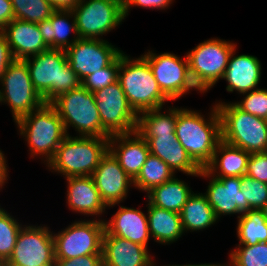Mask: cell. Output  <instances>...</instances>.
<instances>
[{"mask_svg": "<svg viewBox=\"0 0 267 266\" xmlns=\"http://www.w3.org/2000/svg\"><path fill=\"white\" fill-rule=\"evenodd\" d=\"M210 108L207 117L198 110L177 107L176 137L200 169L210 163L221 141L219 112L215 105Z\"/></svg>", "mask_w": 267, "mask_h": 266, "instance_id": "cell-1", "label": "cell"}, {"mask_svg": "<svg viewBox=\"0 0 267 266\" xmlns=\"http://www.w3.org/2000/svg\"><path fill=\"white\" fill-rule=\"evenodd\" d=\"M35 90L45 103L81 86L64 49H49L24 59Z\"/></svg>", "mask_w": 267, "mask_h": 266, "instance_id": "cell-2", "label": "cell"}, {"mask_svg": "<svg viewBox=\"0 0 267 266\" xmlns=\"http://www.w3.org/2000/svg\"><path fill=\"white\" fill-rule=\"evenodd\" d=\"M18 133L25 139L30 157L41 156L45 165L54 157L67 133L55 108L44 103L40 108L15 122Z\"/></svg>", "mask_w": 267, "mask_h": 266, "instance_id": "cell-3", "label": "cell"}, {"mask_svg": "<svg viewBox=\"0 0 267 266\" xmlns=\"http://www.w3.org/2000/svg\"><path fill=\"white\" fill-rule=\"evenodd\" d=\"M118 81L137 115L164 107L165 102L170 101L161 91L148 61L142 55L135 59L124 52L120 54Z\"/></svg>", "mask_w": 267, "mask_h": 266, "instance_id": "cell-4", "label": "cell"}, {"mask_svg": "<svg viewBox=\"0 0 267 266\" xmlns=\"http://www.w3.org/2000/svg\"><path fill=\"white\" fill-rule=\"evenodd\" d=\"M108 150L109 137L67 135L46 167L64 178L91 176Z\"/></svg>", "mask_w": 267, "mask_h": 266, "instance_id": "cell-5", "label": "cell"}, {"mask_svg": "<svg viewBox=\"0 0 267 266\" xmlns=\"http://www.w3.org/2000/svg\"><path fill=\"white\" fill-rule=\"evenodd\" d=\"M221 120V140L249 153L264 152L267 121L239 109L233 102H215Z\"/></svg>", "mask_w": 267, "mask_h": 266, "instance_id": "cell-6", "label": "cell"}, {"mask_svg": "<svg viewBox=\"0 0 267 266\" xmlns=\"http://www.w3.org/2000/svg\"><path fill=\"white\" fill-rule=\"evenodd\" d=\"M63 121L67 135L73 127L77 136L110 137L102 127L94 93L82 85L61 94L50 103Z\"/></svg>", "mask_w": 267, "mask_h": 266, "instance_id": "cell-7", "label": "cell"}, {"mask_svg": "<svg viewBox=\"0 0 267 266\" xmlns=\"http://www.w3.org/2000/svg\"><path fill=\"white\" fill-rule=\"evenodd\" d=\"M0 85V103L10 107L14 122L45 103L33 87L25 60L15 59L7 67Z\"/></svg>", "mask_w": 267, "mask_h": 266, "instance_id": "cell-8", "label": "cell"}, {"mask_svg": "<svg viewBox=\"0 0 267 266\" xmlns=\"http://www.w3.org/2000/svg\"><path fill=\"white\" fill-rule=\"evenodd\" d=\"M95 218V220H94ZM75 220L61 231L53 232L55 259H72L102 254L104 219Z\"/></svg>", "mask_w": 267, "mask_h": 266, "instance_id": "cell-9", "label": "cell"}, {"mask_svg": "<svg viewBox=\"0 0 267 266\" xmlns=\"http://www.w3.org/2000/svg\"><path fill=\"white\" fill-rule=\"evenodd\" d=\"M72 11L80 38L102 39L125 20L123 0H80Z\"/></svg>", "mask_w": 267, "mask_h": 266, "instance_id": "cell-10", "label": "cell"}, {"mask_svg": "<svg viewBox=\"0 0 267 266\" xmlns=\"http://www.w3.org/2000/svg\"><path fill=\"white\" fill-rule=\"evenodd\" d=\"M41 225H23L6 266H54L53 233Z\"/></svg>", "mask_w": 267, "mask_h": 266, "instance_id": "cell-11", "label": "cell"}, {"mask_svg": "<svg viewBox=\"0 0 267 266\" xmlns=\"http://www.w3.org/2000/svg\"><path fill=\"white\" fill-rule=\"evenodd\" d=\"M102 127L110 134L136 131L138 115L129 105L119 81L94 92Z\"/></svg>", "mask_w": 267, "mask_h": 266, "instance_id": "cell-12", "label": "cell"}, {"mask_svg": "<svg viewBox=\"0 0 267 266\" xmlns=\"http://www.w3.org/2000/svg\"><path fill=\"white\" fill-rule=\"evenodd\" d=\"M72 70L82 81L109 66L123 51L105 39L79 38L66 50Z\"/></svg>", "mask_w": 267, "mask_h": 266, "instance_id": "cell-13", "label": "cell"}, {"mask_svg": "<svg viewBox=\"0 0 267 266\" xmlns=\"http://www.w3.org/2000/svg\"><path fill=\"white\" fill-rule=\"evenodd\" d=\"M198 177L209 178L207 191L204 195L214 210L218 220L222 216L237 214V219L252 210L241 190L242 177L216 178L205 169H201ZM212 177V178H211Z\"/></svg>", "mask_w": 267, "mask_h": 266, "instance_id": "cell-14", "label": "cell"}, {"mask_svg": "<svg viewBox=\"0 0 267 266\" xmlns=\"http://www.w3.org/2000/svg\"><path fill=\"white\" fill-rule=\"evenodd\" d=\"M237 43L211 38L186 52L189 66L203 75L213 86L222 80Z\"/></svg>", "mask_w": 267, "mask_h": 266, "instance_id": "cell-15", "label": "cell"}, {"mask_svg": "<svg viewBox=\"0 0 267 266\" xmlns=\"http://www.w3.org/2000/svg\"><path fill=\"white\" fill-rule=\"evenodd\" d=\"M91 177L107 208L118 206L134 186L131 177L121 168L118 160L108 150L101 158Z\"/></svg>", "mask_w": 267, "mask_h": 266, "instance_id": "cell-16", "label": "cell"}, {"mask_svg": "<svg viewBox=\"0 0 267 266\" xmlns=\"http://www.w3.org/2000/svg\"><path fill=\"white\" fill-rule=\"evenodd\" d=\"M154 52V50H148L142 56L148 61L153 76L163 94L174 102L178 98L184 80V73L189 66L187 55L180 58V56L171 52L160 54Z\"/></svg>", "mask_w": 267, "mask_h": 266, "instance_id": "cell-17", "label": "cell"}, {"mask_svg": "<svg viewBox=\"0 0 267 266\" xmlns=\"http://www.w3.org/2000/svg\"><path fill=\"white\" fill-rule=\"evenodd\" d=\"M149 249L106 231L102 240L103 266H157ZM152 256V257H151Z\"/></svg>", "mask_w": 267, "mask_h": 266, "instance_id": "cell-18", "label": "cell"}, {"mask_svg": "<svg viewBox=\"0 0 267 266\" xmlns=\"http://www.w3.org/2000/svg\"><path fill=\"white\" fill-rule=\"evenodd\" d=\"M109 151L132 180L137 177L150 154L148 143L136 131L111 135Z\"/></svg>", "mask_w": 267, "mask_h": 266, "instance_id": "cell-19", "label": "cell"}, {"mask_svg": "<svg viewBox=\"0 0 267 266\" xmlns=\"http://www.w3.org/2000/svg\"><path fill=\"white\" fill-rule=\"evenodd\" d=\"M235 47L230 55L228 66L222 79L226 80V91L238 94L259 88L262 74L261 61L254 55H236Z\"/></svg>", "mask_w": 267, "mask_h": 266, "instance_id": "cell-20", "label": "cell"}, {"mask_svg": "<svg viewBox=\"0 0 267 266\" xmlns=\"http://www.w3.org/2000/svg\"><path fill=\"white\" fill-rule=\"evenodd\" d=\"M105 231L113 236L127 239L148 248L149 225L148 217L140 209L122 206L107 221L104 220Z\"/></svg>", "mask_w": 267, "mask_h": 266, "instance_id": "cell-21", "label": "cell"}, {"mask_svg": "<svg viewBox=\"0 0 267 266\" xmlns=\"http://www.w3.org/2000/svg\"><path fill=\"white\" fill-rule=\"evenodd\" d=\"M65 180L67 181L66 203L69 210L87 217H101L106 209L108 210L91 176H72Z\"/></svg>", "mask_w": 267, "mask_h": 266, "instance_id": "cell-22", "label": "cell"}, {"mask_svg": "<svg viewBox=\"0 0 267 266\" xmlns=\"http://www.w3.org/2000/svg\"><path fill=\"white\" fill-rule=\"evenodd\" d=\"M1 32L5 35L14 59H26L47 51L37 23L13 19Z\"/></svg>", "mask_w": 267, "mask_h": 266, "instance_id": "cell-23", "label": "cell"}, {"mask_svg": "<svg viewBox=\"0 0 267 266\" xmlns=\"http://www.w3.org/2000/svg\"><path fill=\"white\" fill-rule=\"evenodd\" d=\"M142 138L148 143L150 154L159 157L174 173L181 171L190 176H199L201 169L189 157L176 134H158L157 137Z\"/></svg>", "mask_w": 267, "mask_h": 266, "instance_id": "cell-24", "label": "cell"}, {"mask_svg": "<svg viewBox=\"0 0 267 266\" xmlns=\"http://www.w3.org/2000/svg\"><path fill=\"white\" fill-rule=\"evenodd\" d=\"M37 24L45 44L50 49L66 50L80 38L72 10H55L49 19ZM71 32L73 38L70 37Z\"/></svg>", "mask_w": 267, "mask_h": 266, "instance_id": "cell-25", "label": "cell"}, {"mask_svg": "<svg viewBox=\"0 0 267 266\" xmlns=\"http://www.w3.org/2000/svg\"><path fill=\"white\" fill-rule=\"evenodd\" d=\"M250 155L251 153L221 140L204 169L216 178L242 177L246 175Z\"/></svg>", "mask_w": 267, "mask_h": 266, "instance_id": "cell-26", "label": "cell"}, {"mask_svg": "<svg viewBox=\"0 0 267 266\" xmlns=\"http://www.w3.org/2000/svg\"><path fill=\"white\" fill-rule=\"evenodd\" d=\"M146 201L150 237L161 245L178 241L184 234L180 213L153 206Z\"/></svg>", "mask_w": 267, "mask_h": 266, "instance_id": "cell-27", "label": "cell"}, {"mask_svg": "<svg viewBox=\"0 0 267 266\" xmlns=\"http://www.w3.org/2000/svg\"><path fill=\"white\" fill-rule=\"evenodd\" d=\"M191 189L186 182L174 176L160 186L154 187L146 197L153 206L180 213L193 194Z\"/></svg>", "mask_w": 267, "mask_h": 266, "instance_id": "cell-28", "label": "cell"}, {"mask_svg": "<svg viewBox=\"0 0 267 266\" xmlns=\"http://www.w3.org/2000/svg\"><path fill=\"white\" fill-rule=\"evenodd\" d=\"M180 216L184 233L206 230L219 221L206 196L200 192H193L183 206Z\"/></svg>", "mask_w": 267, "mask_h": 266, "instance_id": "cell-29", "label": "cell"}, {"mask_svg": "<svg viewBox=\"0 0 267 266\" xmlns=\"http://www.w3.org/2000/svg\"><path fill=\"white\" fill-rule=\"evenodd\" d=\"M170 107V108H169ZM138 114L136 132L141 137H157L158 134H176L177 108L172 105Z\"/></svg>", "mask_w": 267, "mask_h": 266, "instance_id": "cell-30", "label": "cell"}, {"mask_svg": "<svg viewBox=\"0 0 267 266\" xmlns=\"http://www.w3.org/2000/svg\"><path fill=\"white\" fill-rule=\"evenodd\" d=\"M176 174L159 157L149 154L137 177L133 180L134 188L146 192L173 178Z\"/></svg>", "mask_w": 267, "mask_h": 266, "instance_id": "cell-31", "label": "cell"}, {"mask_svg": "<svg viewBox=\"0 0 267 266\" xmlns=\"http://www.w3.org/2000/svg\"><path fill=\"white\" fill-rule=\"evenodd\" d=\"M238 245L267 242V221L261 210H250L237 219Z\"/></svg>", "mask_w": 267, "mask_h": 266, "instance_id": "cell-32", "label": "cell"}, {"mask_svg": "<svg viewBox=\"0 0 267 266\" xmlns=\"http://www.w3.org/2000/svg\"><path fill=\"white\" fill-rule=\"evenodd\" d=\"M12 3L14 19L40 23L49 19L55 11L47 0H10Z\"/></svg>", "mask_w": 267, "mask_h": 266, "instance_id": "cell-33", "label": "cell"}, {"mask_svg": "<svg viewBox=\"0 0 267 266\" xmlns=\"http://www.w3.org/2000/svg\"><path fill=\"white\" fill-rule=\"evenodd\" d=\"M18 221L0 205V258L5 262L12 255L18 233L23 227Z\"/></svg>", "mask_w": 267, "mask_h": 266, "instance_id": "cell-34", "label": "cell"}, {"mask_svg": "<svg viewBox=\"0 0 267 266\" xmlns=\"http://www.w3.org/2000/svg\"><path fill=\"white\" fill-rule=\"evenodd\" d=\"M232 266H267V242L255 245H238L230 250Z\"/></svg>", "mask_w": 267, "mask_h": 266, "instance_id": "cell-35", "label": "cell"}, {"mask_svg": "<svg viewBox=\"0 0 267 266\" xmlns=\"http://www.w3.org/2000/svg\"><path fill=\"white\" fill-rule=\"evenodd\" d=\"M120 55L107 67L88 75L81 81V85L94 93L118 81Z\"/></svg>", "mask_w": 267, "mask_h": 266, "instance_id": "cell-36", "label": "cell"}, {"mask_svg": "<svg viewBox=\"0 0 267 266\" xmlns=\"http://www.w3.org/2000/svg\"><path fill=\"white\" fill-rule=\"evenodd\" d=\"M241 95L244 97L242 100L233 102L239 109L259 118L267 119V89L257 88Z\"/></svg>", "mask_w": 267, "mask_h": 266, "instance_id": "cell-37", "label": "cell"}, {"mask_svg": "<svg viewBox=\"0 0 267 266\" xmlns=\"http://www.w3.org/2000/svg\"><path fill=\"white\" fill-rule=\"evenodd\" d=\"M241 190L244 200L252 210H261L267 203V184L260 182L248 175L242 176Z\"/></svg>", "mask_w": 267, "mask_h": 266, "instance_id": "cell-38", "label": "cell"}, {"mask_svg": "<svg viewBox=\"0 0 267 266\" xmlns=\"http://www.w3.org/2000/svg\"><path fill=\"white\" fill-rule=\"evenodd\" d=\"M213 88V85L197 70H194L190 66L187 67L184 73V80L180 92L178 93V99L186 94H189L191 90L199 91L200 93H206Z\"/></svg>", "mask_w": 267, "mask_h": 266, "instance_id": "cell-39", "label": "cell"}, {"mask_svg": "<svg viewBox=\"0 0 267 266\" xmlns=\"http://www.w3.org/2000/svg\"><path fill=\"white\" fill-rule=\"evenodd\" d=\"M246 175L267 184V156L263 152L251 153Z\"/></svg>", "mask_w": 267, "mask_h": 266, "instance_id": "cell-40", "label": "cell"}, {"mask_svg": "<svg viewBox=\"0 0 267 266\" xmlns=\"http://www.w3.org/2000/svg\"><path fill=\"white\" fill-rule=\"evenodd\" d=\"M173 0H123V11L125 19L129 15L130 8L141 7L146 9L165 10L170 7Z\"/></svg>", "mask_w": 267, "mask_h": 266, "instance_id": "cell-41", "label": "cell"}, {"mask_svg": "<svg viewBox=\"0 0 267 266\" xmlns=\"http://www.w3.org/2000/svg\"><path fill=\"white\" fill-rule=\"evenodd\" d=\"M54 266H103L102 254H90L72 259H55Z\"/></svg>", "mask_w": 267, "mask_h": 266, "instance_id": "cell-42", "label": "cell"}, {"mask_svg": "<svg viewBox=\"0 0 267 266\" xmlns=\"http://www.w3.org/2000/svg\"><path fill=\"white\" fill-rule=\"evenodd\" d=\"M10 45L5 35L0 31V80L2 79L7 67L14 61Z\"/></svg>", "mask_w": 267, "mask_h": 266, "instance_id": "cell-43", "label": "cell"}, {"mask_svg": "<svg viewBox=\"0 0 267 266\" xmlns=\"http://www.w3.org/2000/svg\"><path fill=\"white\" fill-rule=\"evenodd\" d=\"M14 19L10 0H0V31Z\"/></svg>", "mask_w": 267, "mask_h": 266, "instance_id": "cell-44", "label": "cell"}, {"mask_svg": "<svg viewBox=\"0 0 267 266\" xmlns=\"http://www.w3.org/2000/svg\"><path fill=\"white\" fill-rule=\"evenodd\" d=\"M5 154L0 149V191L4 188V185L8 182L9 175H8V164Z\"/></svg>", "mask_w": 267, "mask_h": 266, "instance_id": "cell-45", "label": "cell"}, {"mask_svg": "<svg viewBox=\"0 0 267 266\" xmlns=\"http://www.w3.org/2000/svg\"><path fill=\"white\" fill-rule=\"evenodd\" d=\"M55 10H72L80 0H47Z\"/></svg>", "mask_w": 267, "mask_h": 266, "instance_id": "cell-46", "label": "cell"}, {"mask_svg": "<svg viewBox=\"0 0 267 266\" xmlns=\"http://www.w3.org/2000/svg\"><path fill=\"white\" fill-rule=\"evenodd\" d=\"M199 266H232V264H231V261H229L228 263H224V264H219V263H216V264H213V263H201V264H199Z\"/></svg>", "mask_w": 267, "mask_h": 266, "instance_id": "cell-47", "label": "cell"}, {"mask_svg": "<svg viewBox=\"0 0 267 266\" xmlns=\"http://www.w3.org/2000/svg\"><path fill=\"white\" fill-rule=\"evenodd\" d=\"M161 266H162V265H161ZM163 266H199V263H198V264H189V263H188V264H181V265H179V264H175V265H174V264H173V265L170 264V265H169V264H168V265H163Z\"/></svg>", "mask_w": 267, "mask_h": 266, "instance_id": "cell-48", "label": "cell"}, {"mask_svg": "<svg viewBox=\"0 0 267 266\" xmlns=\"http://www.w3.org/2000/svg\"><path fill=\"white\" fill-rule=\"evenodd\" d=\"M261 211L263 212L264 218L267 221V203L264 205V207L261 209Z\"/></svg>", "mask_w": 267, "mask_h": 266, "instance_id": "cell-49", "label": "cell"}, {"mask_svg": "<svg viewBox=\"0 0 267 266\" xmlns=\"http://www.w3.org/2000/svg\"><path fill=\"white\" fill-rule=\"evenodd\" d=\"M0 266H6V262L0 258Z\"/></svg>", "mask_w": 267, "mask_h": 266, "instance_id": "cell-50", "label": "cell"}, {"mask_svg": "<svg viewBox=\"0 0 267 266\" xmlns=\"http://www.w3.org/2000/svg\"><path fill=\"white\" fill-rule=\"evenodd\" d=\"M263 153L267 156V144H266V148Z\"/></svg>", "mask_w": 267, "mask_h": 266, "instance_id": "cell-51", "label": "cell"}]
</instances>
